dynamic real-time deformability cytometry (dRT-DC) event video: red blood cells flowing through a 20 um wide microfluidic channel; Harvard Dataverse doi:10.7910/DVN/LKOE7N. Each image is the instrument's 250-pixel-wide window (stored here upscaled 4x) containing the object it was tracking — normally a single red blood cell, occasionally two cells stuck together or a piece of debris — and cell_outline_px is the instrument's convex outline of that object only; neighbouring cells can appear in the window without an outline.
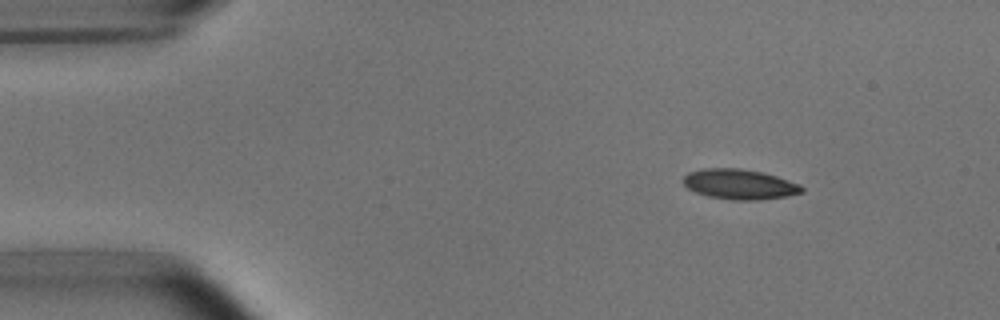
{"species": "common noctule bat (a hibernating species)", "species_latin": "Nyctalus noctula", "temperature_condition": "room temperature", "stored_images_in_passage": 3, "camera_frame_rate_fps": 3000, "um_per_image_px": 0.085, "animal": {"sex": "male", "body_mass_g": 15.6}, "frame": {"image": 1, "passage_image": 1, "time_ms": 0.0, "image_size_px": [1000, 320], "cell_outline_px": [[804, 192], [788, 196], [760, 200], [732, 200], [708, 196], [696, 192], [688, 188], [680, 180], [688, 172], [704, 168], [740, 168], [760, 172], [776, 176], [800, 184], [804, 188]], "centroid_in_image_um": [62.85, 15.66], "position_along_channel_um": 22.1, "area_um2": 20.92}}